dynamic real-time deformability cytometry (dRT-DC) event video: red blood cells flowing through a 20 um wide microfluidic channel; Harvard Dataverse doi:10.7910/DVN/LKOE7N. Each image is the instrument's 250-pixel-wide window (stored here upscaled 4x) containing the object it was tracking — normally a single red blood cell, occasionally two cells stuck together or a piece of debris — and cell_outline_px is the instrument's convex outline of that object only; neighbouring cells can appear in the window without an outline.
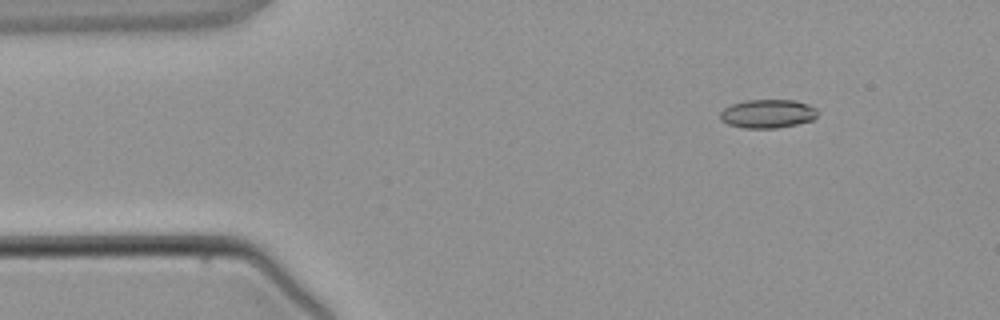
{"species": "common noctule bat (a hibernating species)", "species_latin": "Nyctalus noctula", "temperature_condition": "warm", "stored_images_in_passage": 4, "segment_of_instrument_passage": [2, 2], "camera_frame_rate_fps": 3000, "um_per_image_px": 0.085, "animal": {"sex": "male", "body_mass_g": 21.5, "forearm_length_mm": 52.0}, "frame": {"image": 1, "passage_image": 4, "time_ms": 4.333, "image_size_px": [1000, 320], "cell_outline_px": [[820, 112], [812, 120], [796, 124], [776, 128], [744, 128], [728, 124], [720, 120], [720, 112], [724, 108], [732, 104], [748, 100], [796, 100], [808, 104], [816, 108]], "centroid_in_image_um": [65.26, 9.66], "position_along_channel_um": 19.7, "area_um2": 16.3}}